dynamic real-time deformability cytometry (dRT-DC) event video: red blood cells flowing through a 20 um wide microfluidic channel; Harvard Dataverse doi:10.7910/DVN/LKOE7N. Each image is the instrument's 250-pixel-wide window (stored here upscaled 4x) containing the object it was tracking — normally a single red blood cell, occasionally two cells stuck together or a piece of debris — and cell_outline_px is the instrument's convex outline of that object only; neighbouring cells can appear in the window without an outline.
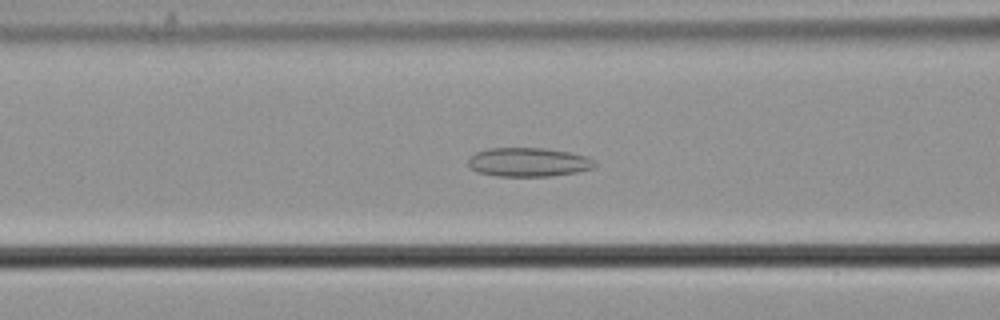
{"species": "common noctule bat (a hibernating species)", "species_latin": "Nyctalus noctula", "temperature_condition": "cold", "stored_images_in_passage": 57, "camera_frame_rate_fps": 3000, "um_per_image_px": 0.085, "animal": {"sex": "male", "body_mass_g": 21.5, "forearm_length_mm": 52.0}, "frame": {"image": 1, "passage_image": 23, "time_ms": 7.333, "image_size_px": [1000, 320], "cell_outline_px": [[596, 168], [576, 172], [552, 176], [496, 176], [480, 172], [472, 168], [468, 164], [468, 160], [476, 152], [488, 148], [540, 148], [568, 152], [584, 156], [592, 160], [596, 164]], "centroid_in_image_um": [44.92, 13.79], "position_along_channel_um": 121.7, "area_um2": 21.1}}
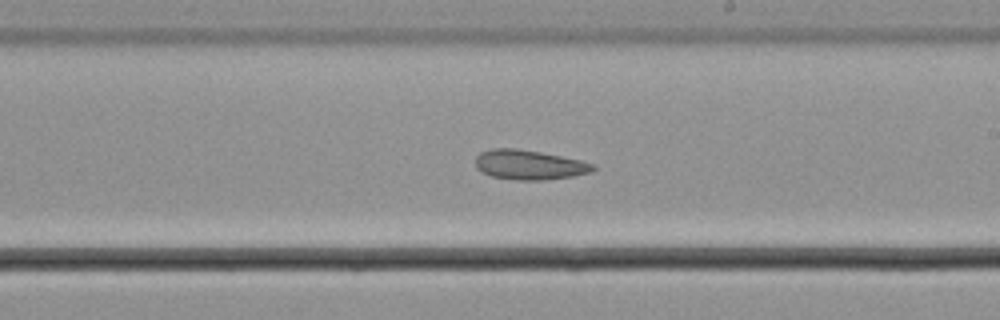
{"frame": {"image": 2, "passage_image": 33, "time_ms": 10.667, "image_size_px": [1000, 320], "cell_outline_px": [[596, 168], [592, 172], [572, 176], [544, 180], [516, 180], [492, 176], [480, 172], [476, 168], [476, 156], [480, 152], [492, 148], [516, 148], [540, 152], [580, 160], [592, 164]], "centroid_in_image_um": [44.95, 14.01], "position_along_channel_um": 244.1, "area_um2": 20.29}}
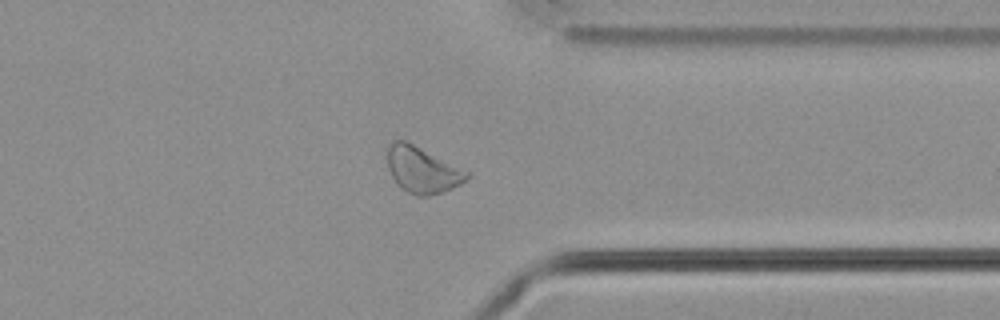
{"frame": {"image": 3, "passage_image": 44, "time_ms": 14.333, "image_size_px": [1000, 320], "cell_outline_px": [[472, 176], [460, 184], [452, 188], [428, 196], [416, 196], [400, 188], [396, 184], [388, 168], [388, 144], [392, 140], [404, 140], [468, 172]], "centroid_in_image_um": [35.86, 14.46], "position_along_channel_um": 375.5, "area_um2": 20.98}, "authors_computed_cell_mechanics": {"area_um2": 23.4668, "velocity_mm_per_s": 3.6755, "shape_relaxation_time_tau1_ms": null, "shape_relaxation_time_tau2_ms": 4.2733, "deformation_change_tau1": null, "deformation_change_tau2": 0.0959}}